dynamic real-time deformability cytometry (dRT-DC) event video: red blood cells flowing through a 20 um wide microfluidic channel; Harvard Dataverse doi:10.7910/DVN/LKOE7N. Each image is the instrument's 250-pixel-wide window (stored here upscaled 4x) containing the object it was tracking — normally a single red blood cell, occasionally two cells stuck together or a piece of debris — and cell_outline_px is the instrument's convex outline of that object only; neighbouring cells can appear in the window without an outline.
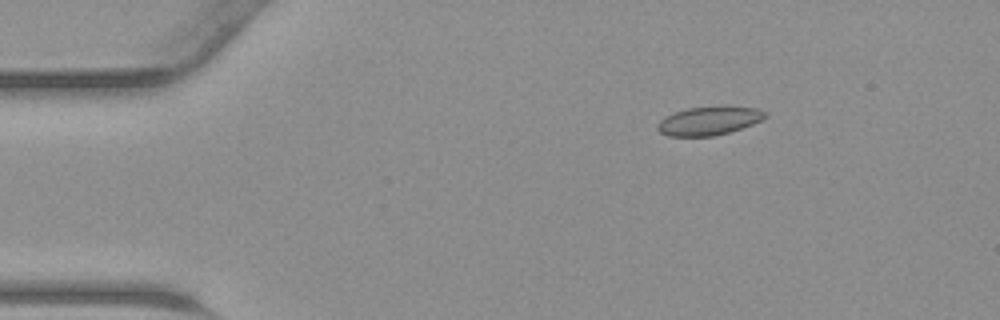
{"species": "common noctule bat (a hibernating species)", "species_latin": "Nyctalus noctula", "temperature_condition": "warm", "stored_images_in_passage": 40, "camera_frame_rate_fps": 3000, "um_per_image_px": 0.085, "animal": {"sex": "male", "body_mass_g": 23.1, "forearm_length_mm": 52.7}, "frame": {"image": 1, "passage_image": 2, "time_ms": 0.333, "image_size_px": [1000, 320], "cell_outline_px": [[768, 116], [764, 120], [728, 132], [712, 136], [668, 136], [660, 132], [656, 128], [656, 124], [664, 116], [688, 108], [720, 104], [724, 104], [756, 108], [768, 112]], "centroid_in_image_um": [60.3, 10.23], "position_along_channel_um": 24.7, "area_um2": 18.5}}
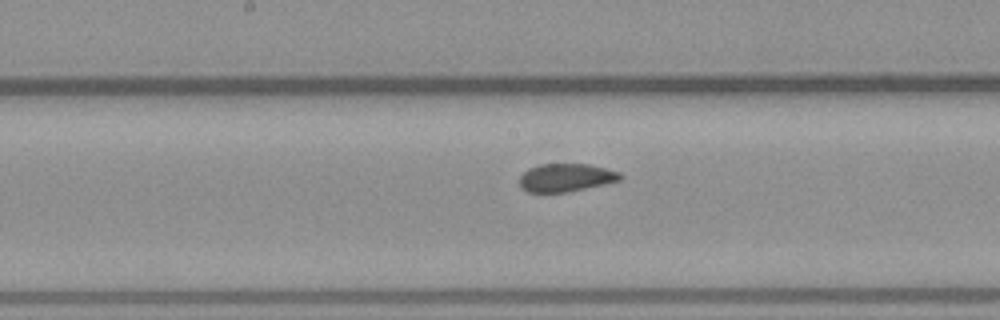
{"frame": {"image": 2, "passage_image": 18, "time_ms": 5.667, "image_size_px": [1000, 320], "cell_outline_px": [[624, 176], [620, 180], [604, 184], [568, 192], [528, 192], [520, 188], [520, 176], [528, 168], [540, 164], [588, 164], [620, 172]], "centroid_in_image_um": [48.09, 15.1], "position_along_channel_um": 200.1, "area_um2": 16.47}}
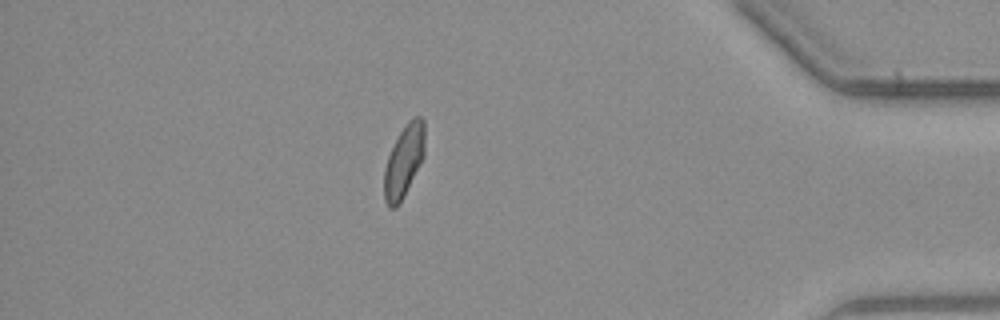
{"frame": {"image": 3, "passage_image": 34, "time_ms": 11.0, "image_size_px": [1000, 320], "cell_outline_px": [[424, 156], [404, 196], [396, 208], [388, 208], [384, 200], [384, 168], [388, 156], [400, 132], [408, 120], [416, 116], [420, 116], [424, 120]], "centroid_in_image_um": [34.32, 13.71], "position_along_channel_um": 400.9, "area_um2": 16.99}}